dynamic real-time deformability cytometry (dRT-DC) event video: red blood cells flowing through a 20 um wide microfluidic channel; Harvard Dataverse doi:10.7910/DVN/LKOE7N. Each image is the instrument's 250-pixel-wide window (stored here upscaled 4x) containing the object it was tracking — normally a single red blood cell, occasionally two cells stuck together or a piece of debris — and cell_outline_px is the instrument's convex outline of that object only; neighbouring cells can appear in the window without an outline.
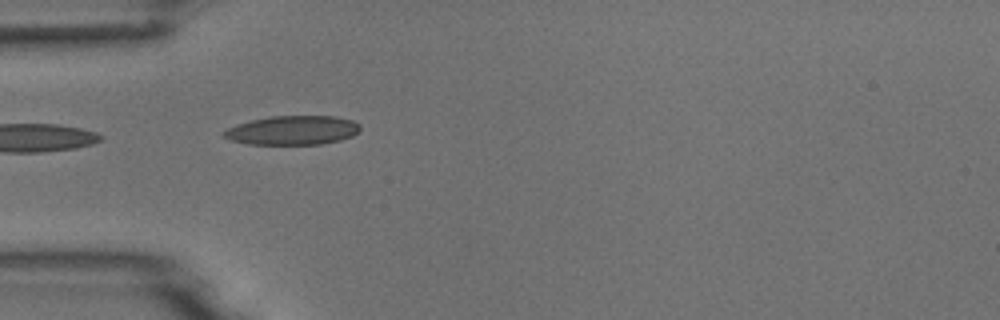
{"species": "common noctule bat (a hibernating species)", "species_latin": "Nyctalus noctula", "temperature_condition": "room temperature", "stored_images_in_passage": 6, "camera_frame_rate_fps": 3000, "um_per_image_px": 0.085, "animal": {"sex": "male", "body_mass_g": 18.8}, "frame": {"image": 1, "passage_image": 5, "time_ms": 4.667, "image_size_px": [1000, 320], "cell_outline_px": [[360, 132], [352, 136], [340, 140], [320, 144], [248, 144], [232, 140], [224, 136], [220, 132], [236, 124], [252, 120], [272, 116], [336, 116], [352, 120], [360, 124]], "centroid_in_image_um": [24.89, 11.07], "position_along_channel_um": 60.1, "area_um2": 23.12}}